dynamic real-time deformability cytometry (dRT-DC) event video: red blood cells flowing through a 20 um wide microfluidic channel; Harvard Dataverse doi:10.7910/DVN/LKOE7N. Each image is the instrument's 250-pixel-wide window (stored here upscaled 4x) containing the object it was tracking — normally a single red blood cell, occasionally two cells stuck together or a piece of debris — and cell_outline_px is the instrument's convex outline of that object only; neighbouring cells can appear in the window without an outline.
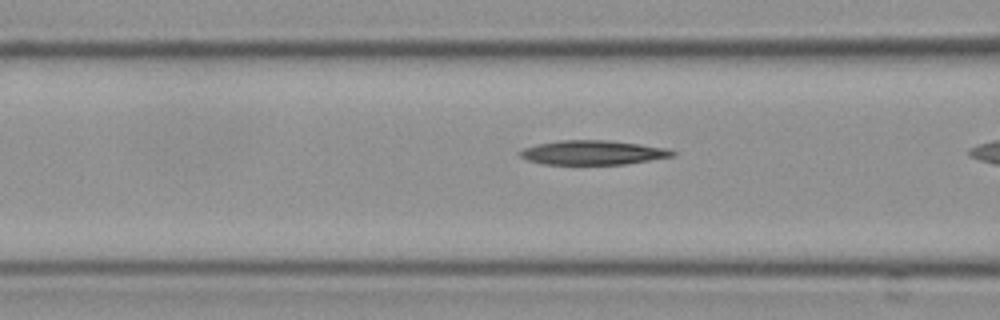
{"species": "Egyptian fruit bat (a non-hibernating species)", "species_latin": "Rousettus aegyptiacus", "temperature_condition": "cold", "stored_images_in_passage": 21, "camera_frame_rate_fps": 3000, "um_per_image_px": 0.085, "frame": {"image": 1, "passage_image": 20, "time_ms": 6.333, "image_size_px": [1000, 320], "cell_outline_px": [[676, 152], [672, 156], [624, 164], [540, 164], [528, 160], [520, 156], [516, 152], [524, 148], [536, 144], [560, 140], [608, 140], [640, 144], [668, 148]], "centroid_in_image_um": [50.34, 12.96], "position_along_channel_um": 116.3, "area_um2": 21.56}}